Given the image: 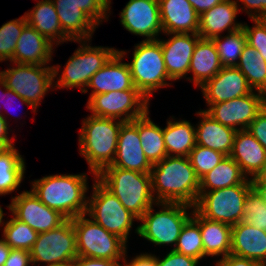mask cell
<instances>
[{
	"mask_svg": "<svg viewBox=\"0 0 266 266\" xmlns=\"http://www.w3.org/2000/svg\"><path fill=\"white\" fill-rule=\"evenodd\" d=\"M150 176L156 202L196 205L200 179L188 157L167 155L152 166Z\"/></svg>",
	"mask_w": 266,
	"mask_h": 266,
	"instance_id": "obj_1",
	"label": "cell"
},
{
	"mask_svg": "<svg viewBox=\"0 0 266 266\" xmlns=\"http://www.w3.org/2000/svg\"><path fill=\"white\" fill-rule=\"evenodd\" d=\"M87 174H56L32 182V193L47 207L67 219L86 214Z\"/></svg>",
	"mask_w": 266,
	"mask_h": 266,
	"instance_id": "obj_2",
	"label": "cell"
},
{
	"mask_svg": "<svg viewBox=\"0 0 266 266\" xmlns=\"http://www.w3.org/2000/svg\"><path fill=\"white\" fill-rule=\"evenodd\" d=\"M124 121L90 115L82 120L79 133V151L96 175L111 165L117 152L118 134Z\"/></svg>",
	"mask_w": 266,
	"mask_h": 266,
	"instance_id": "obj_3",
	"label": "cell"
},
{
	"mask_svg": "<svg viewBox=\"0 0 266 266\" xmlns=\"http://www.w3.org/2000/svg\"><path fill=\"white\" fill-rule=\"evenodd\" d=\"M96 178L138 219L156 203L150 173L106 166Z\"/></svg>",
	"mask_w": 266,
	"mask_h": 266,
	"instance_id": "obj_4",
	"label": "cell"
},
{
	"mask_svg": "<svg viewBox=\"0 0 266 266\" xmlns=\"http://www.w3.org/2000/svg\"><path fill=\"white\" fill-rule=\"evenodd\" d=\"M89 41L90 40H73V42H78L80 46L68 59L57 81H55V79L59 73L60 65L53 66L54 89H72L77 87L82 93H87V86L91 77L118 51L116 48L90 46Z\"/></svg>",
	"mask_w": 266,
	"mask_h": 266,
	"instance_id": "obj_5",
	"label": "cell"
},
{
	"mask_svg": "<svg viewBox=\"0 0 266 266\" xmlns=\"http://www.w3.org/2000/svg\"><path fill=\"white\" fill-rule=\"evenodd\" d=\"M155 205L161 206V210L154 212L152 205L139 219L142 224L135 228V232L153 244H171L174 245V249L182 227L192 217L193 210L192 213L187 211L194 207L169 202H156Z\"/></svg>",
	"mask_w": 266,
	"mask_h": 266,
	"instance_id": "obj_6",
	"label": "cell"
},
{
	"mask_svg": "<svg viewBox=\"0 0 266 266\" xmlns=\"http://www.w3.org/2000/svg\"><path fill=\"white\" fill-rule=\"evenodd\" d=\"M132 61L128 63L134 86L150 100L159 88L170 86L160 41L143 40L134 46Z\"/></svg>",
	"mask_w": 266,
	"mask_h": 266,
	"instance_id": "obj_7",
	"label": "cell"
},
{
	"mask_svg": "<svg viewBox=\"0 0 266 266\" xmlns=\"http://www.w3.org/2000/svg\"><path fill=\"white\" fill-rule=\"evenodd\" d=\"M93 192L88 197L86 215L108 232L128 242L133 222L139 219L121 204L96 177L93 179Z\"/></svg>",
	"mask_w": 266,
	"mask_h": 266,
	"instance_id": "obj_8",
	"label": "cell"
},
{
	"mask_svg": "<svg viewBox=\"0 0 266 266\" xmlns=\"http://www.w3.org/2000/svg\"><path fill=\"white\" fill-rule=\"evenodd\" d=\"M86 216L82 214L72 219L78 256L123 260L127 252V243Z\"/></svg>",
	"mask_w": 266,
	"mask_h": 266,
	"instance_id": "obj_9",
	"label": "cell"
},
{
	"mask_svg": "<svg viewBox=\"0 0 266 266\" xmlns=\"http://www.w3.org/2000/svg\"><path fill=\"white\" fill-rule=\"evenodd\" d=\"M251 189V178H248L239 185L199 192L194 208L207 219L233 226L243 219L245 197Z\"/></svg>",
	"mask_w": 266,
	"mask_h": 266,
	"instance_id": "obj_10",
	"label": "cell"
},
{
	"mask_svg": "<svg viewBox=\"0 0 266 266\" xmlns=\"http://www.w3.org/2000/svg\"><path fill=\"white\" fill-rule=\"evenodd\" d=\"M0 71L7 88L16 92L36 110L50 89H54L53 66L17 64ZM51 87V88H50Z\"/></svg>",
	"mask_w": 266,
	"mask_h": 266,
	"instance_id": "obj_11",
	"label": "cell"
},
{
	"mask_svg": "<svg viewBox=\"0 0 266 266\" xmlns=\"http://www.w3.org/2000/svg\"><path fill=\"white\" fill-rule=\"evenodd\" d=\"M29 252L34 266L38 262L46 263V266L73 262L78 253L72 219L47 232L38 233Z\"/></svg>",
	"mask_w": 266,
	"mask_h": 266,
	"instance_id": "obj_12",
	"label": "cell"
},
{
	"mask_svg": "<svg viewBox=\"0 0 266 266\" xmlns=\"http://www.w3.org/2000/svg\"><path fill=\"white\" fill-rule=\"evenodd\" d=\"M86 108L91 115L130 122L143 116L149 101L139 90L111 91L89 97Z\"/></svg>",
	"mask_w": 266,
	"mask_h": 266,
	"instance_id": "obj_13",
	"label": "cell"
},
{
	"mask_svg": "<svg viewBox=\"0 0 266 266\" xmlns=\"http://www.w3.org/2000/svg\"><path fill=\"white\" fill-rule=\"evenodd\" d=\"M265 105L266 95L253 91L239 98L211 104L204 111L222 125L238 131L247 129Z\"/></svg>",
	"mask_w": 266,
	"mask_h": 266,
	"instance_id": "obj_14",
	"label": "cell"
},
{
	"mask_svg": "<svg viewBox=\"0 0 266 266\" xmlns=\"http://www.w3.org/2000/svg\"><path fill=\"white\" fill-rule=\"evenodd\" d=\"M7 206L19 221L28 224L37 233L47 232L64 223L67 218L60 212L50 209L42 203L31 190L23 191L12 197Z\"/></svg>",
	"mask_w": 266,
	"mask_h": 266,
	"instance_id": "obj_15",
	"label": "cell"
},
{
	"mask_svg": "<svg viewBox=\"0 0 266 266\" xmlns=\"http://www.w3.org/2000/svg\"><path fill=\"white\" fill-rule=\"evenodd\" d=\"M120 23L131 34L157 40L163 33L158 0H129L120 13Z\"/></svg>",
	"mask_w": 266,
	"mask_h": 266,
	"instance_id": "obj_16",
	"label": "cell"
},
{
	"mask_svg": "<svg viewBox=\"0 0 266 266\" xmlns=\"http://www.w3.org/2000/svg\"><path fill=\"white\" fill-rule=\"evenodd\" d=\"M108 166L150 173L153 165L148 161L141 146L138 118L121 125L116 156L112 164Z\"/></svg>",
	"mask_w": 266,
	"mask_h": 266,
	"instance_id": "obj_17",
	"label": "cell"
},
{
	"mask_svg": "<svg viewBox=\"0 0 266 266\" xmlns=\"http://www.w3.org/2000/svg\"><path fill=\"white\" fill-rule=\"evenodd\" d=\"M165 34L171 37L167 40L159 38L158 40L162 47L168 76L172 81L187 78L194 47L201 37L191 33Z\"/></svg>",
	"mask_w": 266,
	"mask_h": 266,
	"instance_id": "obj_18",
	"label": "cell"
},
{
	"mask_svg": "<svg viewBox=\"0 0 266 266\" xmlns=\"http://www.w3.org/2000/svg\"><path fill=\"white\" fill-rule=\"evenodd\" d=\"M200 88L208 107L211 104L226 102L253 92L246 77L236 66H223L212 79Z\"/></svg>",
	"mask_w": 266,
	"mask_h": 266,
	"instance_id": "obj_19",
	"label": "cell"
},
{
	"mask_svg": "<svg viewBox=\"0 0 266 266\" xmlns=\"http://www.w3.org/2000/svg\"><path fill=\"white\" fill-rule=\"evenodd\" d=\"M126 50H118L109 61L91 77L87 88H92V95L111 91L138 90L133 83L128 63L122 62Z\"/></svg>",
	"mask_w": 266,
	"mask_h": 266,
	"instance_id": "obj_20",
	"label": "cell"
},
{
	"mask_svg": "<svg viewBox=\"0 0 266 266\" xmlns=\"http://www.w3.org/2000/svg\"><path fill=\"white\" fill-rule=\"evenodd\" d=\"M163 33L197 34L199 14L188 0H158Z\"/></svg>",
	"mask_w": 266,
	"mask_h": 266,
	"instance_id": "obj_21",
	"label": "cell"
},
{
	"mask_svg": "<svg viewBox=\"0 0 266 266\" xmlns=\"http://www.w3.org/2000/svg\"><path fill=\"white\" fill-rule=\"evenodd\" d=\"M235 0H223L199 15L198 35L202 39H213L221 36L223 31L228 33L242 28V23L235 22L239 13Z\"/></svg>",
	"mask_w": 266,
	"mask_h": 266,
	"instance_id": "obj_22",
	"label": "cell"
},
{
	"mask_svg": "<svg viewBox=\"0 0 266 266\" xmlns=\"http://www.w3.org/2000/svg\"><path fill=\"white\" fill-rule=\"evenodd\" d=\"M53 43L28 24L18 38L10 63L48 65L52 59Z\"/></svg>",
	"mask_w": 266,
	"mask_h": 266,
	"instance_id": "obj_23",
	"label": "cell"
},
{
	"mask_svg": "<svg viewBox=\"0 0 266 266\" xmlns=\"http://www.w3.org/2000/svg\"><path fill=\"white\" fill-rule=\"evenodd\" d=\"M230 157L251 179L261 175L266 165V150L246 129L236 132Z\"/></svg>",
	"mask_w": 266,
	"mask_h": 266,
	"instance_id": "obj_24",
	"label": "cell"
},
{
	"mask_svg": "<svg viewBox=\"0 0 266 266\" xmlns=\"http://www.w3.org/2000/svg\"><path fill=\"white\" fill-rule=\"evenodd\" d=\"M230 254L266 266V230L255 228L242 221L233 225Z\"/></svg>",
	"mask_w": 266,
	"mask_h": 266,
	"instance_id": "obj_25",
	"label": "cell"
},
{
	"mask_svg": "<svg viewBox=\"0 0 266 266\" xmlns=\"http://www.w3.org/2000/svg\"><path fill=\"white\" fill-rule=\"evenodd\" d=\"M196 114L202 119L195 126L196 144L230 156L237 131L214 120L204 110Z\"/></svg>",
	"mask_w": 266,
	"mask_h": 266,
	"instance_id": "obj_26",
	"label": "cell"
},
{
	"mask_svg": "<svg viewBox=\"0 0 266 266\" xmlns=\"http://www.w3.org/2000/svg\"><path fill=\"white\" fill-rule=\"evenodd\" d=\"M63 32L73 40H91L98 26L74 0H52Z\"/></svg>",
	"mask_w": 266,
	"mask_h": 266,
	"instance_id": "obj_27",
	"label": "cell"
},
{
	"mask_svg": "<svg viewBox=\"0 0 266 266\" xmlns=\"http://www.w3.org/2000/svg\"><path fill=\"white\" fill-rule=\"evenodd\" d=\"M199 226L203 241L204 256H228L231 252V229L226 223L203 217L195 208L191 217Z\"/></svg>",
	"mask_w": 266,
	"mask_h": 266,
	"instance_id": "obj_28",
	"label": "cell"
},
{
	"mask_svg": "<svg viewBox=\"0 0 266 266\" xmlns=\"http://www.w3.org/2000/svg\"><path fill=\"white\" fill-rule=\"evenodd\" d=\"M222 67L213 40L200 38L194 47L188 71L189 74L192 72L193 76L186 79L193 81L195 87H202L208 80L212 79Z\"/></svg>",
	"mask_w": 266,
	"mask_h": 266,
	"instance_id": "obj_29",
	"label": "cell"
},
{
	"mask_svg": "<svg viewBox=\"0 0 266 266\" xmlns=\"http://www.w3.org/2000/svg\"><path fill=\"white\" fill-rule=\"evenodd\" d=\"M34 8L25 12L27 24L35 28L55 46L66 41H72L62 30L59 18L52 0H38Z\"/></svg>",
	"mask_w": 266,
	"mask_h": 266,
	"instance_id": "obj_30",
	"label": "cell"
},
{
	"mask_svg": "<svg viewBox=\"0 0 266 266\" xmlns=\"http://www.w3.org/2000/svg\"><path fill=\"white\" fill-rule=\"evenodd\" d=\"M171 119L163 128L167 155L188 157L196 145L195 127L187 120Z\"/></svg>",
	"mask_w": 266,
	"mask_h": 266,
	"instance_id": "obj_31",
	"label": "cell"
},
{
	"mask_svg": "<svg viewBox=\"0 0 266 266\" xmlns=\"http://www.w3.org/2000/svg\"><path fill=\"white\" fill-rule=\"evenodd\" d=\"M247 176L230 156L225 158L200 179L199 192H209L242 184Z\"/></svg>",
	"mask_w": 266,
	"mask_h": 266,
	"instance_id": "obj_32",
	"label": "cell"
},
{
	"mask_svg": "<svg viewBox=\"0 0 266 266\" xmlns=\"http://www.w3.org/2000/svg\"><path fill=\"white\" fill-rule=\"evenodd\" d=\"M138 133L144 154L152 165L167 156L163 128L150 119L149 110L138 118Z\"/></svg>",
	"mask_w": 266,
	"mask_h": 266,
	"instance_id": "obj_33",
	"label": "cell"
},
{
	"mask_svg": "<svg viewBox=\"0 0 266 266\" xmlns=\"http://www.w3.org/2000/svg\"><path fill=\"white\" fill-rule=\"evenodd\" d=\"M25 160L15 146L0 154V196L14 192L24 179Z\"/></svg>",
	"mask_w": 266,
	"mask_h": 266,
	"instance_id": "obj_34",
	"label": "cell"
},
{
	"mask_svg": "<svg viewBox=\"0 0 266 266\" xmlns=\"http://www.w3.org/2000/svg\"><path fill=\"white\" fill-rule=\"evenodd\" d=\"M236 67L244 74L253 91L266 95V61L249 44H245Z\"/></svg>",
	"mask_w": 266,
	"mask_h": 266,
	"instance_id": "obj_35",
	"label": "cell"
},
{
	"mask_svg": "<svg viewBox=\"0 0 266 266\" xmlns=\"http://www.w3.org/2000/svg\"><path fill=\"white\" fill-rule=\"evenodd\" d=\"M212 40L215 43L222 66H236L246 44V35L243 28L230 32L224 37H215Z\"/></svg>",
	"mask_w": 266,
	"mask_h": 266,
	"instance_id": "obj_36",
	"label": "cell"
},
{
	"mask_svg": "<svg viewBox=\"0 0 266 266\" xmlns=\"http://www.w3.org/2000/svg\"><path fill=\"white\" fill-rule=\"evenodd\" d=\"M2 239L13 249L30 251L34 245L38 233L28 224L16 219L14 216L4 222ZM4 237V238H3Z\"/></svg>",
	"mask_w": 266,
	"mask_h": 266,
	"instance_id": "obj_37",
	"label": "cell"
},
{
	"mask_svg": "<svg viewBox=\"0 0 266 266\" xmlns=\"http://www.w3.org/2000/svg\"><path fill=\"white\" fill-rule=\"evenodd\" d=\"M173 250L198 260L205 257L200 226L192 218L182 227Z\"/></svg>",
	"mask_w": 266,
	"mask_h": 266,
	"instance_id": "obj_38",
	"label": "cell"
},
{
	"mask_svg": "<svg viewBox=\"0 0 266 266\" xmlns=\"http://www.w3.org/2000/svg\"><path fill=\"white\" fill-rule=\"evenodd\" d=\"M27 25L25 15L6 22L0 27V62L11 61L18 38Z\"/></svg>",
	"mask_w": 266,
	"mask_h": 266,
	"instance_id": "obj_39",
	"label": "cell"
},
{
	"mask_svg": "<svg viewBox=\"0 0 266 266\" xmlns=\"http://www.w3.org/2000/svg\"><path fill=\"white\" fill-rule=\"evenodd\" d=\"M222 152L201 145H195L189 153V160L199 179L214 169L224 158Z\"/></svg>",
	"mask_w": 266,
	"mask_h": 266,
	"instance_id": "obj_40",
	"label": "cell"
},
{
	"mask_svg": "<svg viewBox=\"0 0 266 266\" xmlns=\"http://www.w3.org/2000/svg\"><path fill=\"white\" fill-rule=\"evenodd\" d=\"M242 222L266 230V204L253 188L245 197Z\"/></svg>",
	"mask_w": 266,
	"mask_h": 266,
	"instance_id": "obj_41",
	"label": "cell"
},
{
	"mask_svg": "<svg viewBox=\"0 0 266 266\" xmlns=\"http://www.w3.org/2000/svg\"><path fill=\"white\" fill-rule=\"evenodd\" d=\"M81 11H83L97 26L102 20L107 19L111 9V0H74ZM109 11V12H108Z\"/></svg>",
	"mask_w": 266,
	"mask_h": 266,
	"instance_id": "obj_42",
	"label": "cell"
},
{
	"mask_svg": "<svg viewBox=\"0 0 266 266\" xmlns=\"http://www.w3.org/2000/svg\"><path fill=\"white\" fill-rule=\"evenodd\" d=\"M255 24L249 27L243 24L242 28L246 35V43L254 47L266 61V25L260 19H252Z\"/></svg>",
	"mask_w": 266,
	"mask_h": 266,
	"instance_id": "obj_43",
	"label": "cell"
},
{
	"mask_svg": "<svg viewBox=\"0 0 266 266\" xmlns=\"http://www.w3.org/2000/svg\"><path fill=\"white\" fill-rule=\"evenodd\" d=\"M199 261L171 249L163 259L157 257V266H198Z\"/></svg>",
	"mask_w": 266,
	"mask_h": 266,
	"instance_id": "obj_44",
	"label": "cell"
},
{
	"mask_svg": "<svg viewBox=\"0 0 266 266\" xmlns=\"http://www.w3.org/2000/svg\"><path fill=\"white\" fill-rule=\"evenodd\" d=\"M266 150V105L246 129Z\"/></svg>",
	"mask_w": 266,
	"mask_h": 266,
	"instance_id": "obj_45",
	"label": "cell"
},
{
	"mask_svg": "<svg viewBox=\"0 0 266 266\" xmlns=\"http://www.w3.org/2000/svg\"><path fill=\"white\" fill-rule=\"evenodd\" d=\"M237 5L238 2L244 4V7L239 9V12L243 10L247 12L250 19H261L266 17V0H235Z\"/></svg>",
	"mask_w": 266,
	"mask_h": 266,
	"instance_id": "obj_46",
	"label": "cell"
},
{
	"mask_svg": "<svg viewBox=\"0 0 266 266\" xmlns=\"http://www.w3.org/2000/svg\"><path fill=\"white\" fill-rule=\"evenodd\" d=\"M32 264L30 252L23 249H13L3 266H30Z\"/></svg>",
	"mask_w": 266,
	"mask_h": 266,
	"instance_id": "obj_47",
	"label": "cell"
},
{
	"mask_svg": "<svg viewBox=\"0 0 266 266\" xmlns=\"http://www.w3.org/2000/svg\"><path fill=\"white\" fill-rule=\"evenodd\" d=\"M216 266H263L257 261L238 257L232 254L216 261Z\"/></svg>",
	"mask_w": 266,
	"mask_h": 266,
	"instance_id": "obj_48",
	"label": "cell"
},
{
	"mask_svg": "<svg viewBox=\"0 0 266 266\" xmlns=\"http://www.w3.org/2000/svg\"><path fill=\"white\" fill-rule=\"evenodd\" d=\"M74 266H122L119 260L95 259L78 256L73 261Z\"/></svg>",
	"mask_w": 266,
	"mask_h": 266,
	"instance_id": "obj_49",
	"label": "cell"
},
{
	"mask_svg": "<svg viewBox=\"0 0 266 266\" xmlns=\"http://www.w3.org/2000/svg\"><path fill=\"white\" fill-rule=\"evenodd\" d=\"M127 252L125 254V258L122 260L124 264L122 266H157V256L143 253L140 255H136L130 262H127L126 257Z\"/></svg>",
	"mask_w": 266,
	"mask_h": 266,
	"instance_id": "obj_50",
	"label": "cell"
},
{
	"mask_svg": "<svg viewBox=\"0 0 266 266\" xmlns=\"http://www.w3.org/2000/svg\"><path fill=\"white\" fill-rule=\"evenodd\" d=\"M193 6L194 10L200 15L204 11L209 10L215 5L221 3L223 0H188Z\"/></svg>",
	"mask_w": 266,
	"mask_h": 266,
	"instance_id": "obj_51",
	"label": "cell"
},
{
	"mask_svg": "<svg viewBox=\"0 0 266 266\" xmlns=\"http://www.w3.org/2000/svg\"><path fill=\"white\" fill-rule=\"evenodd\" d=\"M8 129H9V125L7 122V116L5 115H0V140L3 141L8 147H12L15 146L14 145V141L11 137L9 138L8 134Z\"/></svg>",
	"mask_w": 266,
	"mask_h": 266,
	"instance_id": "obj_52",
	"label": "cell"
},
{
	"mask_svg": "<svg viewBox=\"0 0 266 266\" xmlns=\"http://www.w3.org/2000/svg\"><path fill=\"white\" fill-rule=\"evenodd\" d=\"M252 188L266 204V176H256L251 179Z\"/></svg>",
	"mask_w": 266,
	"mask_h": 266,
	"instance_id": "obj_53",
	"label": "cell"
},
{
	"mask_svg": "<svg viewBox=\"0 0 266 266\" xmlns=\"http://www.w3.org/2000/svg\"><path fill=\"white\" fill-rule=\"evenodd\" d=\"M10 251V246L3 239H0V266L4 265L9 256Z\"/></svg>",
	"mask_w": 266,
	"mask_h": 266,
	"instance_id": "obj_54",
	"label": "cell"
},
{
	"mask_svg": "<svg viewBox=\"0 0 266 266\" xmlns=\"http://www.w3.org/2000/svg\"><path fill=\"white\" fill-rule=\"evenodd\" d=\"M4 91H5V95L4 96L5 98H8L10 99L11 101L16 98L18 99L19 101H22V104H27L31 109H33V112L35 113L36 112V109L27 101H25L24 99H22L16 92L12 91L11 89L7 88L6 86V83H5V86H4ZM13 96V97H12ZM13 99H12V98ZM15 100V99H14ZM9 101V100H8ZM13 102V101H12ZM13 104V103H12ZM9 106V105H8ZM11 107V106H10Z\"/></svg>",
	"mask_w": 266,
	"mask_h": 266,
	"instance_id": "obj_55",
	"label": "cell"
},
{
	"mask_svg": "<svg viewBox=\"0 0 266 266\" xmlns=\"http://www.w3.org/2000/svg\"><path fill=\"white\" fill-rule=\"evenodd\" d=\"M0 86H2V87L5 86V80L3 79V77H2L1 75H0ZM0 89H2V88L0 87ZM2 93H3L2 96L4 97L5 92L3 91ZM2 96H1V97H2ZM3 97H2V98H3ZM2 98H1V99H2ZM3 114H4V113H1V111H0V115H3Z\"/></svg>",
	"mask_w": 266,
	"mask_h": 266,
	"instance_id": "obj_56",
	"label": "cell"
},
{
	"mask_svg": "<svg viewBox=\"0 0 266 266\" xmlns=\"http://www.w3.org/2000/svg\"><path fill=\"white\" fill-rule=\"evenodd\" d=\"M9 147L0 140V154L3 153L6 149H8Z\"/></svg>",
	"mask_w": 266,
	"mask_h": 266,
	"instance_id": "obj_57",
	"label": "cell"
},
{
	"mask_svg": "<svg viewBox=\"0 0 266 266\" xmlns=\"http://www.w3.org/2000/svg\"><path fill=\"white\" fill-rule=\"evenodd\" d=\"M3 217H4V213H3V210H2V207L0 206V226L4 225L3 223Z\"/></svg>",
	"mask_w": 266,
	"mask_h": 266,
	"instance_id": "obj_58",
	"label": "cell"
},
{
	"mask_svg": "<svg viewBox=\"0 0 266 266\" xmlns=\"http://www.w3.org/2000/svg\"><path fill=\"white\" fill-rule=\"evenodd\" d=\"M52 266H74V265H73V262H68V263L55 264Z\"/></svg>",
	"mask_w": 266,
	"mask_h": 266,
	"instance_id": "obj_59",
	"label": "cell"
},
{
	"mask_svg": "<svg viewBox=\"0 0 266 266\" xmlns=\"http://www.w3.org/2000/svg\"><path fill=\"white\" fill-rule=\"evenodd\" d=\"M259 176H266V165H265V168L263 170V173L261 175H259Z\"/></svg>",
	"mask_w": 266,
	"mask_h": 266,
	"instance_id": "obj_60",
	"label": "cell"
},
{
	"mask_svg": "<svg viewBox=\"0 0 266 266\" xmlns=\"http://www.w3.org/2000/svg\"><path fill=\"white\" fill-rule=\"evenodd\" d=\"M266 25V17L260 19Z\"/></svg>",
	"mask_w": 266,
	"mask_h": 266,
	"instance_id": "obj_61",
	"label": "cell"
}]
</instances>
